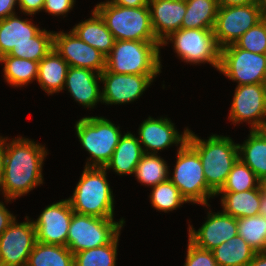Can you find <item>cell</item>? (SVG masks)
<instances>
[{"instance_id": "6da1fadb", "label": "cell", "mask_w": 266, "mask_h": 266, "mask_svg": "<svg viewBox=\"0 0 266 266\" xmlns=\"http://www.w3.org/2000/svg\"><path fill=\"white\" fill-rule=\"evenodd\" d=\"M47 155L44 144L22 136L12 140L5 137L1 194L6 203L25 196L43 184L42 170Z\"/></svg>"}, {"instance_id": "7a4b0ae2", "label": "cell", "mask_w": 266, "mask_h": 266, "mask_svg": "<svg viewBox=\"0 0 266 266\" xmlns=\"http://www.w3.org/2000/svg\"><path fill=\"white\" fill-rule=\"evenodd\" d=\"M207 138L202 139L190 129L187 143L200 157L207 185L217 193L239 158L238 143L230 136L213 133Z\"/></svg>"}, {"instance_id": "3957f363", "label": "cell", "mask_w": 266, "mask_h": 266, "mask_svg": "<svg viewBox=\"0 0 266 266\" xmlns=\"http://www.w3.org/2000/svg\"><path fill=\"white\" fill-rule=\"evenodd\" d=\"M104 167H85L68 199L74 213L114 218L115 200Z\"/></svg>"}, {"instance_id": "277c9868", "label": "cell", "mask_w": 266, "mask_h": 266, "mask_svg": "<svg viewBox=\"0 0 266 266\" xmlns=\"http://www.w3.org/2000/svg\"><path fill=\"white\" fill-rule=\"evenodd\" d=\"M161 43L115 40L106 56V70L115 74H160Z\"/></svg>"}, {"instance_id": "5b68a950", "label": "cell", "mask_w": 266, "mask_h": 266, "mask_svg": "<svg viewBox=\"0 0 266 266\" xmlns=\"http://www.w3.org/2000/svg\"><path fill=\"white\" fill-rule=\"evenodd\" d=\"M104 20L115 40L159 42L151 23L149 5L123 7L108 3H97L93 8Z\"/></svg>"}, {"instance_id": "8992f818", "label": "cell", "mask_w": 266, "mask_h": 266, "mask_svg": "<svg viewBox=\"0 0 266 266\" xmlns=\"http://www.w3.org/2000/svg\"><path fill=\"white\" fill-rule=\"evenodd\" d=\"M74 127L81 148L90 156L85 167H105L123 135L120 126L103 116H84Z\"/></svg>"}, {"instance_id": "52a82bcc", "label": "cell", "mask_w": 266, "mask_h": 266, "mask_svg": "<svg viewBox=\"0 0 266 266\" xmlns=\"http://www.w3.org/2000/svg\"><path fill=\"white\" fill-rule=\"evenodd\" d=\"M175 163L169 180L186 201L201 206L209 204L216 193L207 185L198 153L187 142L177 150Z\"/></svg>"}, {"instance_id": "ba28073f", "label": "cell", "mask_w": 266, "mask_h": 266, "mask_svg": "<svg viewBox=\"0 0 266 266\" xmlns=\"http://www.w3.org/2000/svg\"><path fill=\"white\" fill-rule=\"evenodd\" d=\"M172 44L178 59L191 65L209 64L217 71L220 64V47L211 29H179L161 42V48Z\"/></svg>"}, {"instance_id": "9c48e42d", "label": "cell", "mask_w": 266, "mask_h": 266, "mask_svg": "<svg viewBox=\"0 0 266 266\" xmlns=\"http://www.w3.org/2000/svg\"><path fill=\"white\" fill-rule=\"evenodd\" d=\"M124 224L125 218L117 222L114 218L73 213L67 236V247L75 254L106 245L121 234Z\"/></svg>"}, {"instance_id": "30bf717a", "label": "cell", "mask_w": 266, "mask_h": 266, "mask_svg": "<svg viewBox=\"0 0 266 266\" xmlns=\"http://www.w3.org/2000/svg\"><path fill=\"white\" fill-rule=\"evenodd\" d=\"M218 71L237 86L264 83L266 54L253 53L229 44L220 49Z\"/></svg>"}, {"instance_id": "8fae6325", "label": "cell", "mask_w": 266, "mask_h": 266, "mask_svg": "<svg viewBox=\"0 0 266 266\" xmlns=\"http://www.w3.org/2000/svg\"><path fill=\"white\" fill-rule=\"evenodd\" d=\"M228 120L237 126L248 123L250 130L266 129V89L264 84L235 87Z\"/></svg>"}, {"instance_id": "7c38bea8", "label": "cell", "mask_w": 266, "mask_h": 266, "mask_svg": "<svg viewBox=\"0 0 266 266\" xmlns=\"http://www.w3.org/2000/svg\"><path fill=\"white\" fill-rule=\"evenodd\" d=\"M262 20L256 3L218 7L213 29L217 45L222 48L234 44L247 30Z\"/></svg>"}, {"instance_id": "4fadbf2b", "label": "cell", "mask_w": 266, "mask_h": 266, "mask_svg": "<svg viewBox=\"0 0 266 266\" xmlns=\"http://www.w3.org/2000/svg\"><path fill=\"white\" fill-rule=\"evenodd\" d=\"M160 74H115L106 69L100 73L102 104L125 105L133 103L150 87Z\"/></svg>"}, {"instance_id": "5bb4252c", "label": "cell", "mask_w": 266, "mask_h": 266, "mask_svg": "<svg viewBox=\"0 0 266 266\" xmlns=\"http://www.w3.org/2000/svg\"><path fill=\"white\" fill-rule=\"evenodd\" d=\"M14 220L0 235V266H26L36 240V229L30 217Z\"/></svg>"}, {"instance_id": "9a60e30c", "label": "cell", "mask_w": 266, "mask_h": 266, "mask_svg": "<svg viewBox=\"0 0 266 266\" xmlns=\"http://www.w3.org/2000/svg\"><path fill=\"white\" fill-rule=\"evenodd\" d=\"M189 130L185 127L180 134L170 118L149 116L140 123L137 137L144 153L159 154L173 145L179 150L187 142Z\"/></svg>"}, {"instance_id": "2e32d148", "label": "cell", "mask_w": 266, "mask_h": 266, "mask_svg": "<svg viewBox=\"0 0 266 266\" xmlns=\"http://www.w3.org/2000/svg\"><path fill=\"white\" fill-rule=\"evenodd\" d=\"M53 49L70 67L85 68L98 73L106 68V56L79 39L72 30L54 31Z\"/></svg>"}, {"instance_id": "e0dca14e", "label": "cell", "mask_w": 266, "mask_h": 266, "mask_svg": "<svg viewBox=\"0 0 266 266\" xmlns=\"http://www.w3.org/2000/svg\"><path fill=\"white\" fill-rule=\"evenodd\" d=\"M74 211L68 199L46 206L33 220L37 242L67 246V236Z\"/></svg>"}, {"instance_id": "ac0fdd59", "label": "cell", "mask_w": 266, "mask_h": 266, "mask_svg": "<svg viewBox=\"0 0 266 266\" xmlns=\"http://www.w3.org/2000/svg\"><path fill=\"white\" fill-rule=\"evenodd\" d=\"M211 205H203L209 209L206 215V220L202 226L196 230L193 225L188 222V240L196 247L203 250H213L223 242L235 237L237 231V218L220 212H212L209 208Z\"/></svg>"}, {"instance_id": "d6986e66", "label": "cell", "mask_w": 266, "mask_h": 266, "mask_svg": "<svg viewBox=\"0 0 266 266\" xmlns=\"http://www.w3.org/2000/svg\"><path fill=\"white\" fill-rule=\"evenodd\" d=\"M100 73L79 67H69L63 90H68L75 102L85 109H95L102 104V90L100 87Z\"/></svg>"}, {"instance_id": "ffe728a7", "label": "cell", "mask_w": 266, "mask_h": 266, "mask_svg": "<svg viewBox=\"0 0 266 266\" xmlns=\"http://www.w3.org/2000/svg\"><path fill=\"white\" fill-rule=\"evenodd\" d=\"M151 23L156 39L161 43L171 33L181 29L186 13V1L148 0Z\"/></svg>"}, {"instance_id": "44dd1931", "label": "cell", "mask_w": 266, "mask_h": 266, "mask_svg": "<svg viewBox=\"0 0 266 266\" xmlns=\"http://www.w3.org/2000/svg\"><path fill=\"white\" fill-rule=\"evenodd\" d=\"M31 20L22 19L16 13L0 20V58L9 54L14 46L30 43L41 30Z\"/></svg>"}, {"instance_id": "7402d4cb", "label": "cell", "mask_w": 266, "mask_h": 266, "mask_svg": "<svg viewBox=\"0 0 266 266\" xmlns=\"http://www.w3.org/2000/svg\"><path fill=\"white\" fill-rule=\"evenodd\" d=\"M143 154L138 137L133 132L127 131L121 136L110 161L104 168L109 172L112 170L119 176L134 175Z\"/></svg>"}, {"instance_id": "603a6c76", "label": "cell", "mask_w": 266, "mask_h": 266, "mask_svg": "<svg viewBox=\"0 0 266 266\" xmlns=\"http://www.w3.org/2000/svg\"><path fill=\"white\" fill-rule=\"evenodd\" d=\"M83 42L107 56L112 50L115 38L107 28L104 20L93 9L91 17L75 24L71 29Z\"/></svg>"}, {"instance_id": "cb8c5ba5", "label": "cell", "mask_w": 266, "mask_h": 266, "mask_svg": "<svg viewBox=\"0 0 266 266\" xmlns=\"http://www.w3.org/2000/svg\"><path fill=\"white\" fill-rule=\"evenodd\" d=\"M69 64L52 49L38 64L37 82L49 95L63 91Z\"/></svg>"}, {"instance_id": "d4e9b609", "label": "cell", "mask_w": 266, "mask_h": 266, "mask_svg": "<svg viewBox=\"0 0 266 266\" xmlns=\"http://www.w3.org/2000/svg\"><path fill=\"white\" fill-rule=\"evenodd\" d=\"M219 195L222 196L220 203L225 214L237 219L259 215L261 185L243 192H217L215 197Z\"/></svg>"}, {"instance_id": "484cf974", "label": "cell", "mask_w": 266, "mask_h": 266, "mask_svg": "<svg viewBox=\"0 0 266 266\" xmlns=\"http://www.w3.org/2000/svg\"><path fill=\"white\" fill-rule=\"evenodd\" d=\"M249 132L248 139L238 143L239 158L263 181L266 179V129Z\"/></svg>"}, {"instance_id": "4316f807", "label": "cell", "mask_w": 266, "mask_h": 266, "mask_svg": "<svg viewBox=\"0 0 266 266\" xmlns=\"http://www.w3.org/2000/svg\"><path fill=\"white\" fill-rule=\"evenodd\" d=\"M211 251L218 266H247L256 254L239 234Z\"/></svg>"}, {"instance_id": "83f0119b", "label": "cell", "mask_w": 266, "mask_h": 266, "mask_svg": "<svg viewBox=\"0 0 266 266\" xmlns=\"http://www.w3.org/2000/svg\"><path fill=\"white\" fill-rule=\"evenodd\" d=\"M0 64H3V76L5 82L12 87H22L34 80L38 76L37 61L22 59L14 56L4 55L0 58Z\"/></svg>"}, {"instance_id": "f1b7e54d", "label": "cell", "mask_w": 266, "mask_h": 266, "mask_svg": "<svg viewBox=\"0 0 266 266\" xmlns=\"http://www.w3.org/2000/svg\"><path fill=\"white\" fill-rule=\"evenodd\" d=\"M186 13L181 29H214L218 11L217 0H185Z\"/></svg>"}, {"instance_id": "f546056e", "label": "cell", "mask_w": 266, "mask_h": 266, "mask_svg": "<svg viewBox=\"0 0 266 266\" xmlns=\"http://www.w3.org/2000/svg\"><path fill=\"white\" fill-rule=\"evenodd\" d=\"M26 266H74V254L67 246L36 242Z\"/></svg>"}, {"instance_id": "4dcf8cb0", "label": "cell", "mask_w": 266, "mask_h": 266, "mask_svg": "<svg viewBox=\"0 0 266 266\" xmlns=\"http://www.w3.org/2000/svg\"><path fill=\"white\" fill-rule=\"evenodd\" d=\"M169 167L160 155L144 153L137 164L134 177L141 185L151 188L169 180Z\"/></svg>"}, {"instance_id": "1f68e13d", "label": "cell", "mask_w": 266, "mask_h": 266, "mask_svg": "<svg viewBox=\"0 0 266 266\" xmlns=\"http://www.w3.org/2000/svg\"><path fill=\"white\" fill-rule=\"evenodd\" d=\"M120 234L110 243L77 252L74 266H116Z\"/></svg>"}, {"instance_id": "d6a6232c", "label": "cell", "mask_w": 266, "mask_h": 266, "mask_svg": "<svg viewBox=\"0 0 266 266\" xmlns=\"http://www.w3.org/2000/svg\"><path fill=\"white\" fill-rule=\"evenodd\" d=\"M54 31L41 29L30 43L14 46L9 56L40 62L53 49Z\"/></svg>"}, {"instance_id": "836d02e7", "label": "cell", "mask_w": 266, "mask_h": 266, "mask_svg": "<svg viewBox=\"0 0 266 266\" xmlns=\"http://www.w3.org/2000/svg\"><path fill=\"white\" fill-rule=\"evenodd\" d=\"M149 194L151 206L157 211L164 213L172 212L188 203L179 189L170 181L159 183L151 187Z\"/></svg>"}, {"instance_id": "e575fe53", "label": "cell", "mask_w": 266, "mask_h": 266, "mask_svg": "<svg viewBox=\"0 0 266 266\" xmlns=\"http://www.w3.org/2000/svg\"><path fill=\"white\" fill-rule=\"evenodd\" d=\"M238 234L256 251H266V217L256 215L237 219Z\"/></svg>"}, {"instance_id": "d590c367", "label": "cell", "mask_w": 266, "mask_h": 266, "mask_svg": "<svg viewBox=\"0 0 266 266\" xmlns=\"http://www.w3.org/2000/svg\"><path fill=\"white\" fill-rule=\"evenodd\" d=\"M261 184L262 181L251 168L238 158L218 192H243L258 188Z\"/></svg>"}, {"instance_id": "8d00e7d4", "label": "cell", "mask_w": 266, "mask_h": 266, "mask_svg": "<svg viewBox=\"0 0 266 266\" xmlns=\"http://www.w3.org/2000/svg\"><path fill=\"white\" fill-rule=\"evenodd\" d=\"M234 45L253 53L266 54V19L247 30Z\"/></svg>"}, {"instance_id": "74e56055", "label": "cell", "mask_w": 266, "mask_h": 266, "mask_svg": "<svg viewBox=\"0 0 266 266\" xmlns=\"http://www.w3.org/2000/svg\"><path fill=\"white\" fill-rule=\"evenodd\" d=\"M186 258L183 266H218L212 251L196 247L188 240Z\"/></svg>"}, {"instance_id": "f35d334b", "label": "cell", "mask_w": 266, "mask_h": 266, "mask_svg": "<svg viewBox=\"0 0 266 266\" xmlns=\"http://www.w3.org/2000/svg\"><path fill=\"white\" fill-rule=\"evenodd\" d=\"M75 3L76 0H45L43 11L55 17H66L73 10Z\"/></svg>"}, {"instance_id": "ab89813d", "label": "cell", "mask_w": 266, "mask_h": 266, "mask_svg": "<svg viewBox=\"0 0 266 266\" xmlns=\"http://www.w3.org/2000/svg\"><path fill=\"white\" fill-rule=\"evenodd\" d=\"M45 0H18L19 13L34 17L36 13L42 12Z\"/></svg>"}, {"instance_id": "60d3db41", "label": "cell", "mask_w": 266, "mask_h": 266, "mask_svg": "<svg viewBox=\"0 0 266 266\" xmlns=\"http://www.w3.org/2000/svg\"><path fill=\"white\" fill-rule=\"evenodd\" d=\"M17 219L16 215L9 211L3 201H0V235Z\"/></svg>"}, {"instance_id": "b9f144b4", "label": "cell", "mask_w": 266, "mask_h": 266, "mask_svg": "<svg viewBox=\"0 0 266 266\" xmlns=\"http://www.w3.org/2000/svg\"><path fill=\"white\" fill-rule=\"evenodd\" d=\"M18 5V0H0V20L15 14V6Z\"/></svg>"}, {"instance_id": "7bdbcfd3", "label": "cell", "mask_w": 266, "mask_h": 266, "mask_svg": "<svg viewBox=\"0 0 266 266\" xmlns=\"http://www.w3.org/2000/svg\"><path fill=\"white\" fill-rule=\"evenodd\" d=\"M108 3L123 7H141L148 4V0H106Z\"/></svg>"}, {"instance_id": "ee69618b", "label": "cell", "mask_w": 266, "mask_h": 266, "mask_svg": "<svg viewBox=\"0 0 266 266\" xmlns=\"http://www.w3.org/2000/svg\"><path fill=\"white\" fill-rule=\"evenodd\" d=\"M252 3H256V0H217L218 7L249 5Z\"/></svg>"}, {"instance_id": "f6af8a7d", "label": "cell", "mask_w": 266, "mask_h": 266, "mask_svg": "<svg viewBox=\"0 0 266 266\" xmlns=\"http://www.w3.org/2000/svg\"><path fill=\"white\" fill-rule=\"evenodd\" d=\"M4 150H5V137L0 135V193L2 188V176L5 164Z\"/></svg>"}, {"instance_id": "bcb514c9", "label": "cell", "mask_w": 266, "mask_h": 266, "mask_svg": "<svg viewBox=\"0 0 266 266\" xmlns=\"http://www.w3.org/2000/svg\"><path fill=\"white\" fill-rule=\"evenodd\" d=\"M247 266H266V251L256 252Z\"/></svg>"}, {"instance_id": "7dc6e473", "label": "cell", "mask_w": 266, "mask_h": 266, "mask_svg": "<svg viewBox=\"0 0 266 266\" xmlns=\"http://www.w3.org/2000/svg\"><path fill=\"white\" fill-rule=\"evenodd\" d=\"M259 215L266 217V190L264 189L263 184H261V200H260Z\"/></svg>"}, {"instance_id": "c3c4849f", "label": "cell", "mask_w": 266, "mask_h": 266, "mask_svg": "<svg viewBox=\"0 0 266 266\" xmlns=\"http://www.w3.org/2000/svg\"><path fill=\"white\" fill-rule=\"evenodd\" d=\"M256 4L260 9L262 19H266V0H256Z\"/></svg>"}, {"instance_id": "681fc988", "label": "cell", "mask_w": 266, "mask_h": 266, "mask_svg": "<svg viewBox=\"0 0 266 266\" xmlns=\"http://www.w3.org/2000/svg\"><path fill=\"white\" fill-rule=\"evenodd\" d=\"M262 184H263L264 189L266 190V179H264V180L262 181Z\"/></svg>"}, {"instance_id": "f907efd6", "label": "cell", "mask_w": 266, "mask_h": 266, "mask_svg": "<svg viewBox=\"0 0 266 266\" xmlns=\"http://www.w3.org/2000/svg\"><path fill=\"white\" fill-rule=\"evenodd\" d=\"M264 87H265V89H266V76H265V80H264Z\"/></svg>"}]
</instances>
